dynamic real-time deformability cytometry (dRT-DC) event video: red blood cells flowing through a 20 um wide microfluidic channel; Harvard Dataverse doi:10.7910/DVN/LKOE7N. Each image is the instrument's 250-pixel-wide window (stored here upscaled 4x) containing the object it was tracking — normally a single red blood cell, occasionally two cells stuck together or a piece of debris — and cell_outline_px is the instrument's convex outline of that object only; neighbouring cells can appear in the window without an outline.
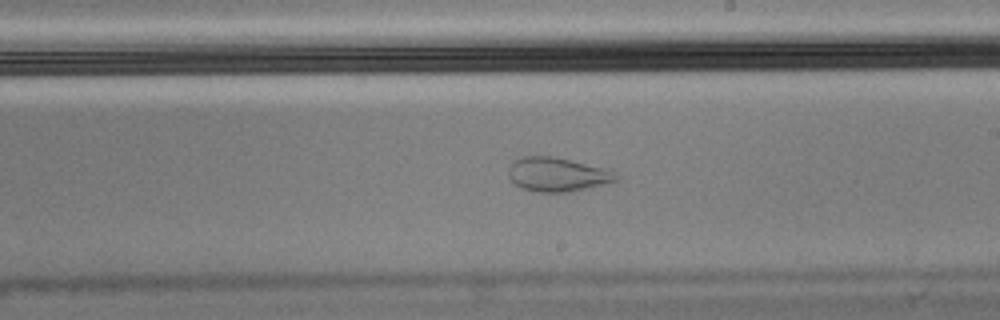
{"species": "Egyptian fruit bat (a non-hibernating species)", "species_latin": "Rousettus aegyptiacus", "temperature_condition": "cold", "stored_images_in_passage": 55, "camera_frame_rate_fps": 3000, "um_per_image_px": 0.085, "animal": {"sex": "male"}, "frame": {"image": 1, "passage_image": 31, "time_ms": 10.0, "image_size_px": [1000, 320], "cell_outline_px": [[620, 176], [616, 180], [568, 192], [540, 192], [520, 188], [508, 176], [508, 168], [520, 156], [552, 156], [608, 168]], "centroid_in_image_um": [47.35, 14.81], "position_along_channel_um": 241.6, "area_um2": 21.15}}
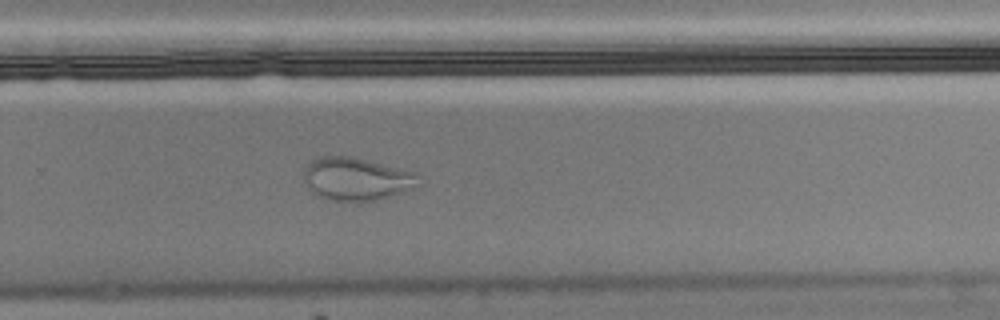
{"frame": {"image": 2, "passage_image": 36, "time_ms": 11.667, "image_size_px": [1000, 320], "cell_outline_px": [[420, 184], [400, 192], [376, 200], [328, 200], [312, 192], [308, 188], [304, 180], [304, 172], [308, 164], [312, 160], [320, 156], [352, 156], [420, 172]], "centroid_in_image_um": [30.33, 15.18], "position_along_channel_um": 299.5, "area_um2": 28.67}}
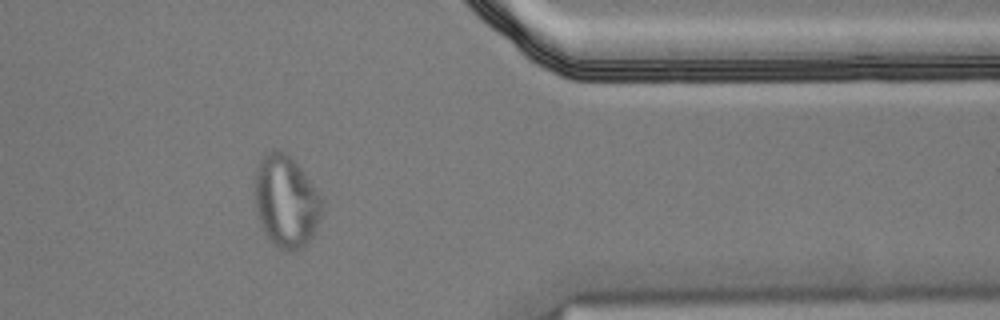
{"frame": {"image": 3, "passage_image": 45, "time_ms": 14.667, "image_size_px": [1000, 320], "cell_outline_px": [[324, 208], [312, 236], [308, 244], [304, 248], [292, 252], [288, 252], [272, 244], [264, 232], [256, 212], [256, 168], [260, 160], [272, 148], [276, 148], [288, 152], [316, 188], [324, 200]], "centroid_in_image_um": [24.34, 17.12], "position_along_channel_um": 387.1, "area_um2": 36.53}}